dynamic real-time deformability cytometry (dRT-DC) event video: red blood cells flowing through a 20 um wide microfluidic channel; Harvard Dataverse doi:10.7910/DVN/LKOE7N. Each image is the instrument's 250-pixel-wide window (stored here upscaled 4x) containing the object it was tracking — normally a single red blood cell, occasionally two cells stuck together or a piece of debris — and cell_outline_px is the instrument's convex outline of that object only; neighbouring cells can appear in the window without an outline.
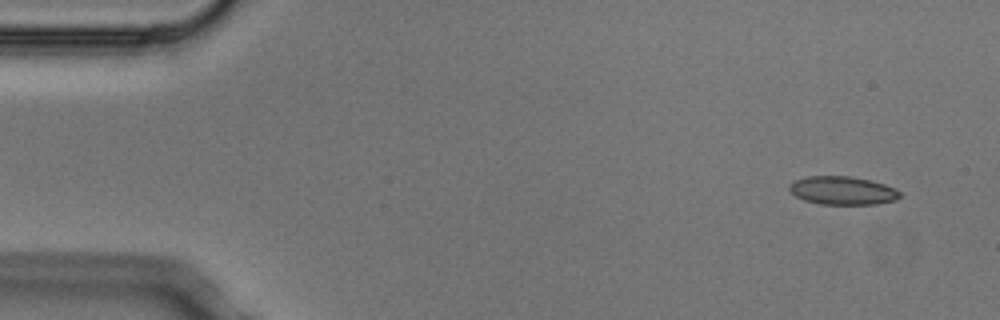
{"species": "Egyptian fruit bat (a non-hibernating species)", "species_latin": "Rousettus aegyptiacus", "temperature_condition": "cold", "stored_images_in_passage": 4, "camera_frame_rate_fps": 3000, "um_per_image_px": 0.085, "animal": {"sex": "male"}, "frame": {"image": 1, "passage_image": 1, "time_ms": 0.0, "image_size_px": [1000, 320], "cell_outline_px": [[900, 196], [896, 200], [876, 204], [820, 204], [804, 200], [796, 196], [788, 188], [788, 184], [796, 180], [808, 176], [848, 176], [868, 180], [884, 184], [896, 188], [900, 192]], "centroid_in_image_um": [71.61, 16.2], "position_along_channel_um": 13.4, "area_um2": 18.15}}